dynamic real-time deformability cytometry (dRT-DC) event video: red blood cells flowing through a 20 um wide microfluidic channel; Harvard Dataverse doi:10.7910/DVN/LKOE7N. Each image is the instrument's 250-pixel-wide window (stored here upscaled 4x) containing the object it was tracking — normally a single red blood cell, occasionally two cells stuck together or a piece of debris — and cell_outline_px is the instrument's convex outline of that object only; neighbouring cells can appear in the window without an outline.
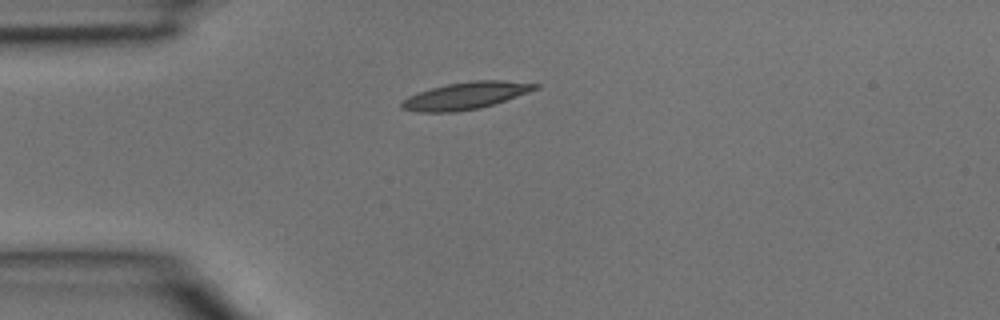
{"species": "common noctule bat (a hibernating species)", "species_latin": "Nyctalus noctula", "temperature_condition": "room temperature", "stored_images_in_passage": 2, "camera_frame_rate_fps": 3000, "um_per_image_px": 0.085, "animal": {"sex": "male", "body_mass_g": 15.6}, "frame": {"image": 1, "passage_image": 1, "time_ms": 0.0, "image_size_px": [1000, 320], "cell_outline_px": [[540, 88], [480, 108], [456, 112], [416, 112], [400, 108], [400, 104], [408, 96], [432, 88], [448, 84], [476, 80], [500, 80], [540, 84]], "centroid_in_image_um": [39.56, 8.14], "position_along_channel_um": 45.4, "area_um2": 20.81}}
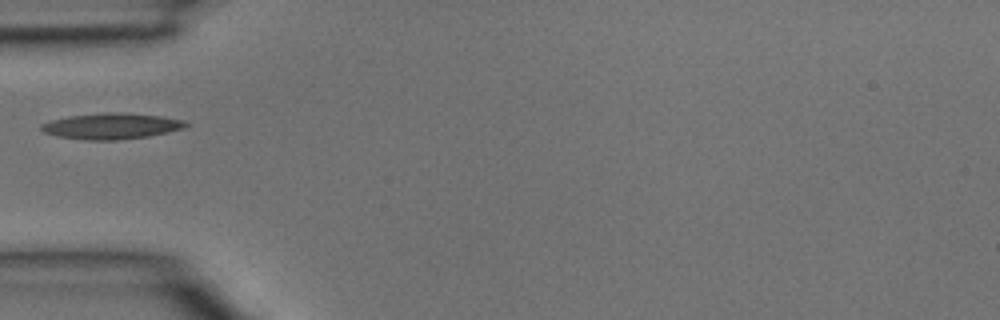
{"frame": {"image": 2, "passage_image": 2, "time_ms": 0.333, "image_size_px": [1000, 320], "cell_outline_px": [[188, 124], [184, 128], [168, 132], [148, 136], [116, 140], [84, 140], [56, 136], [44, 132], [40, 128], [40, 124], [52, 120], [68, 116], [108, 112], [160, 116], [184, 120]], "centroid_in_image_um": [9.43, 10.73], "position_along_channel_um": 75.6, "area_um2": 21.62}}